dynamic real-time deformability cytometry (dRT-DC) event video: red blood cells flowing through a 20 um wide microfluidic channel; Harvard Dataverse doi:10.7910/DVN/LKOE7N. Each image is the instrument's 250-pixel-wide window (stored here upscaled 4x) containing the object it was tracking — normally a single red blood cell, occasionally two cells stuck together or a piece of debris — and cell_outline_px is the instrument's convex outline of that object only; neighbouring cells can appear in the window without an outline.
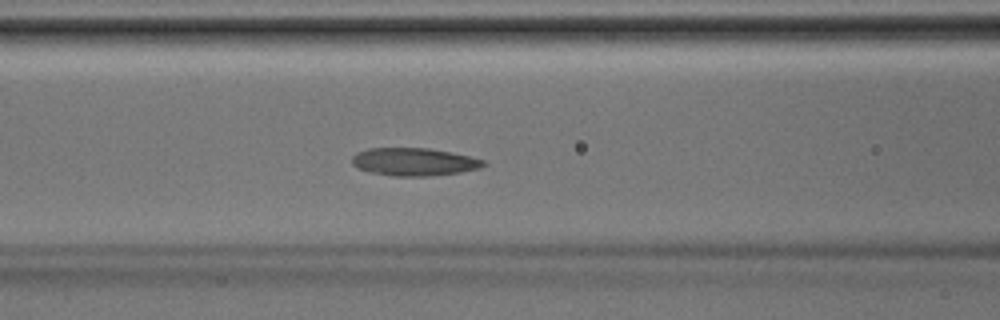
{"species": "Egyptian fruit bat (a non-hibernating species)", "species_latin": "Rousettus aegyptiacus", "temperature_condition": "room temperature", "stored_images_in_passage": 43, "camera_frame_rate_fps": 3000, "um_per_image_px": 0.085, "animal": {"sex": "male"}, "frame": {"image": 1, "passage_image": 18, "time_ms": 5.667, "image_size_px": [1000, 320], "cell_outline_px": [[484, 164], [480, 168], [460, 172], [428, 176], [392, 176], [368, 172], [352, 164], [352, 156], [356, 152], [368, 148], [428, 148], [452, 152], [484, 160]], "centroid_in_image_um": [35.15, 13.75], "position_along_channel_um": 131.4, "area_um2": 21.27}}
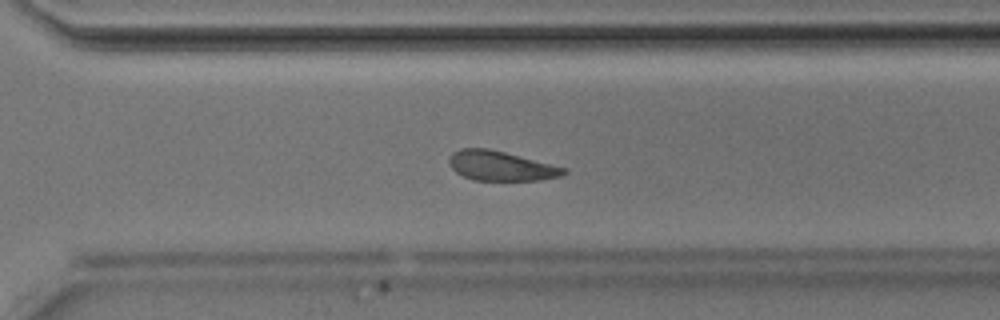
{"frame": {"image": 2, "passage_image": 30, "time_ms": 9.667, "image_size_px": [1000, 320], "cell_outline_px": [[568, 172], [560, 176], [540, 180], [472, 180], [456, 172], [452, 168], [448, 160], [452, 152], [460, 148], [488, 148], [568, 168]], "centroid_in_image_um": [42.57, 14.1], "position_along_channel_um": 328.0, "area_um2": 19.77}}
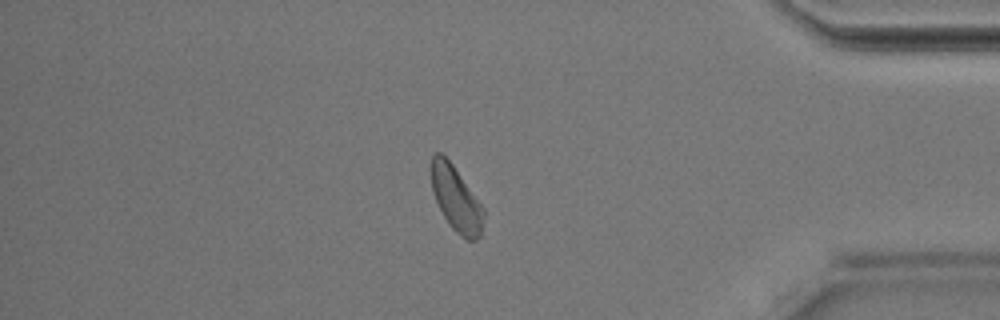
{"frame": {"image": 3, "passage_image": 36, "time_ms": 11.667, "image_size_px": [1000, 320], "cell_outline_px": [[484, 212], [480, 236], [476, 240], [468, 240], [460, 236], [448, 224], [432, 192], [432, 156], [436, 152], [440, 152], [452, 164], [484, 208]], "centroid_in_image_um": [38.77, 16.93], "position_along_channel_um": 396.4, "area_um2": 19.42}}